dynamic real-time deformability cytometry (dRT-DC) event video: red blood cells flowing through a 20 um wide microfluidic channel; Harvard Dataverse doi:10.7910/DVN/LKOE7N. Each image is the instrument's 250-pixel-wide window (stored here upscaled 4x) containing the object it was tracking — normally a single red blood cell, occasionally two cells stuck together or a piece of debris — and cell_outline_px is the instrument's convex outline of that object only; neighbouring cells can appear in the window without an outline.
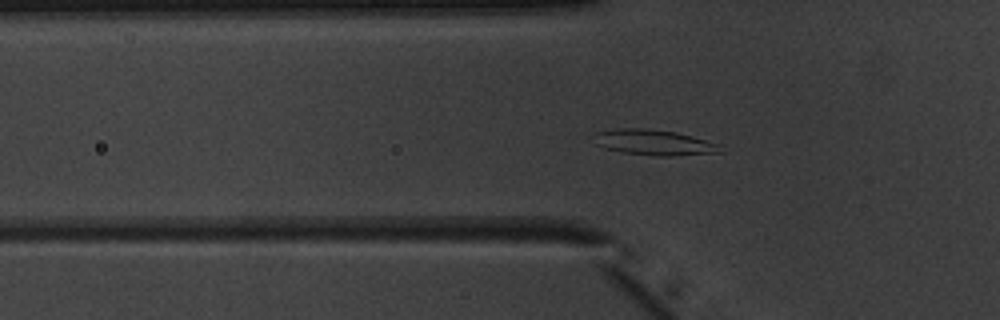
{"species": "common noctule bat (a hibernating species)", "species_latin": "Nyctalus noctula", "temperature_condition": "warm", "stored_images_in_passage": 41, "segment_of_instrument_passage": [1, 2], "camera_frame_rate_fps": 3000, "um_per_image_px": 0.085, "animal": {"sex": "male", "body_mass_g": 20.1, "forearm_length_mm": 53.5}, "frame": {"image": 1, "passage_image": 6, "time_ms": 1.667, "image_size_px": [1000, 320], "cell_outline_px": [[724, 152], [672, 156], [656, 156], [624, 152], [604, 148], [596, 144], [592, 132], [616, 128], [648, 128], [676, 132], [692, 136], [720, 144]], "centroid_in_image_um": [55.58, 12.1], "position_along_channel_um": 70.2, "area_um2": 19.07}}
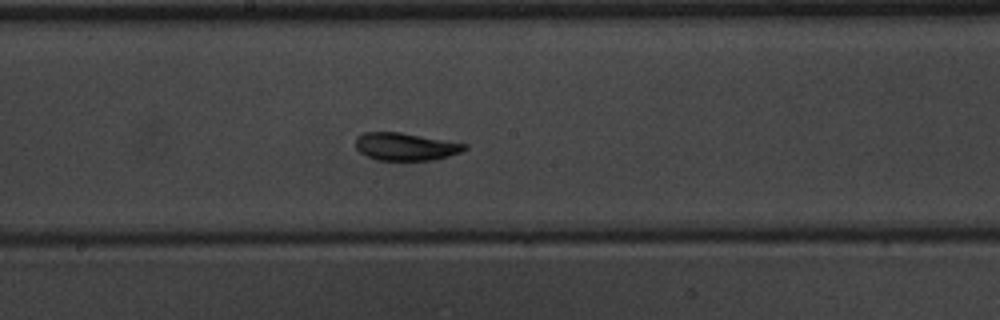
{"frame": {"image": 2, "passage_image": 17, "time_ms": 5.333, "image_size_px": [1000, 320], "cell_outline_px": [[468, 148], [460, 152], [436, 160], [376, 160], [360, 152], [356, 148], [356, 136], [364, 132], [400, 132], [468, 144]], "centroid_in_image_um": [34.47, 12.46], "position_along_channel_um": 213.7, "area_um2": 17.57}}
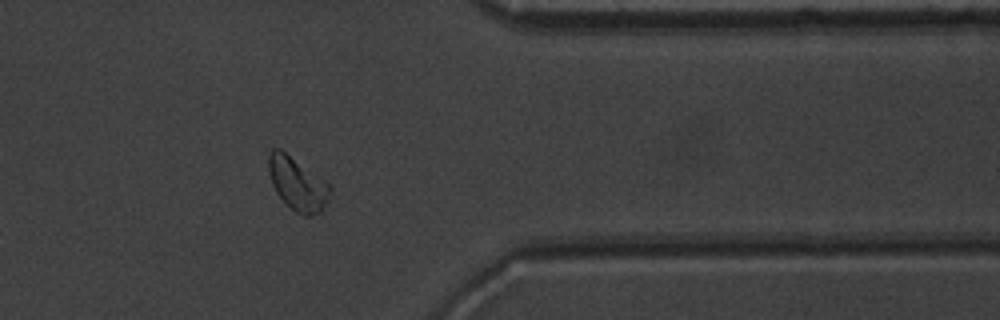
{"frame": {"image": 3, "passage_image": 31, "time_ms": 10.0, "image_size_px": [1000, 320], "cell_outline_px": [[332, 188], [328, 200], [320, 212], [312, 216], [304, 216], [296, 212], [276, 192], [272, 184], [268, 172], [268, 152], [272, 148], [280, 148], [328, 184]], "centroid_in_image_um": [25.25, 15.62], "position_along_channel_um": 386.1, "area_um2": 18.67}}